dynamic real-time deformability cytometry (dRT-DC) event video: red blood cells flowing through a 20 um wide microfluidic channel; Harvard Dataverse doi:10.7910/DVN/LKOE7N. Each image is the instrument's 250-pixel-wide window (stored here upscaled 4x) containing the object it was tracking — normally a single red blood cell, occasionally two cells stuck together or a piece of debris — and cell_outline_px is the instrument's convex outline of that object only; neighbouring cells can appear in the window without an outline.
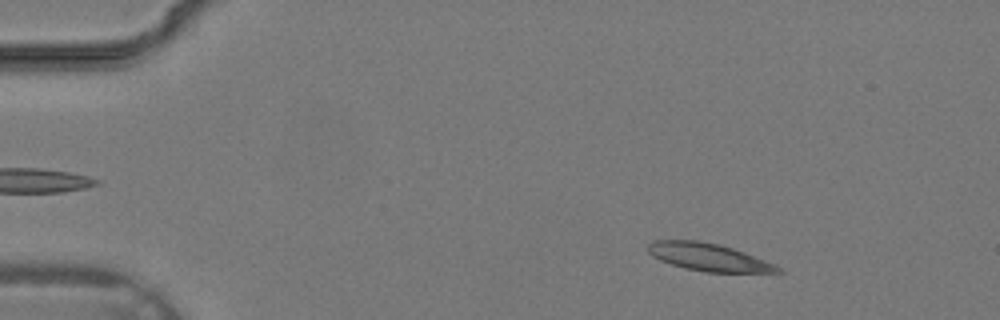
{"species": "common noctule bat (a hibernating species)", "species_latin": "Nyctalus noctula", "temperature_condition": "warm", "stored_images_in_passage": 35, "camera_frame_rate_fps": 3000, "um_per_image_px": 0.085, "animal": {"sex": "male", "body_mass_g": 19.2, "forearm_length_mm": 51.8}, "frame": {"image": 1, "passage_image": 5, "time_ms": 1.333, "image_size_px": [1000, 320], "cell_outline_px": [[784, 272], [704, 272], [684, 268], [660, 260], [652, 256], [648, 252], [648, 244], [652, 240], [696, 240], [720, 244], [744, 252], [776, 264]], "centroid_in_image_um": [60.21, 21.85], "position_along_channel_um": 24.8, "area_um2": 20.87}}
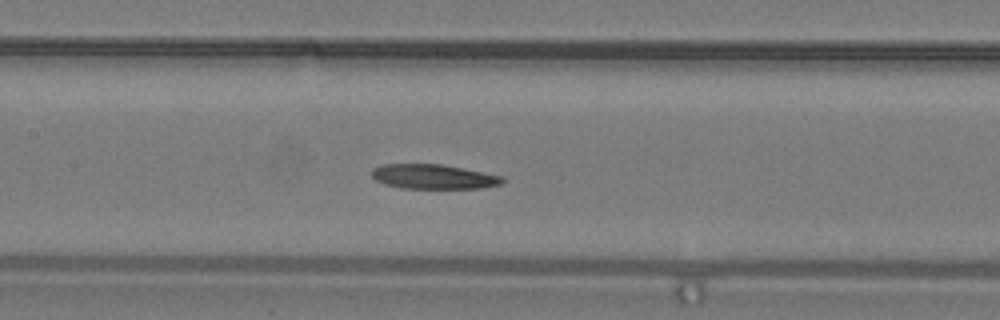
{"frame": {"image": 2, "passage_image": 17, "time_ms": 5.333, "image_size_px": [1000, 320], "cell_outline_px": [[504, 180], [500, 184], [480, 188], [400, 188], [384, 184], [376, 180], [372, 176], [372, 168], [384, 164], [440, 164], [504, 176]], "centroid_in_image_um": [36.82, 15.01], "position_along_channel_um": 170.6, "area_um2": 18.61}}
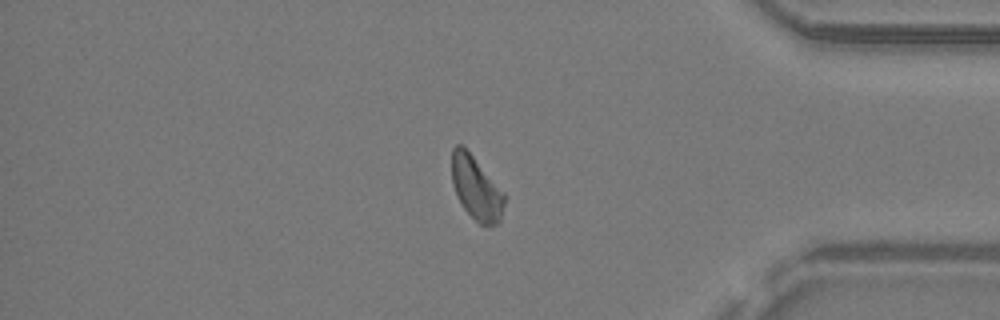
{"frame": {"image": 3, "passage_image": 30, "time_ms": 9.667, "image_size_px": [1000, 320], "cell_outline_px": [[504, 204], [500, 220], [496, 224], [480, 224], [464, 208], [452, 184], [452, 148], [456, 144], [464, 144], [504, 192]], "centroid_in_image_um": [40.47, 15.91], "position_along_channel_um": 394.7, "area_um2": 19.31}}